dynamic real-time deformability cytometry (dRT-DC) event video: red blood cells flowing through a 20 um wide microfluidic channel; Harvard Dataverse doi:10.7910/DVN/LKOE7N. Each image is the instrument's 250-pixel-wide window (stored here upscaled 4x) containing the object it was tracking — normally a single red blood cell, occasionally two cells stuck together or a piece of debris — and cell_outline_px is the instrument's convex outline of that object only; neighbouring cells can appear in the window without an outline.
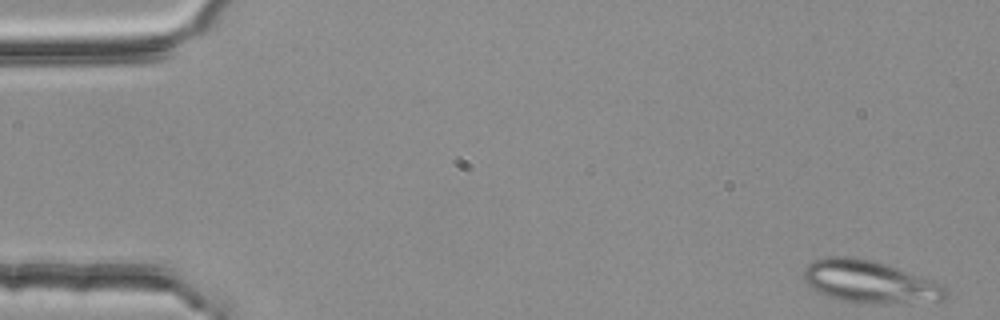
{"species": "common noctule bat (a hibernating species)", "species_latin": "Nyctalus noctula", "temperature_condition": "room temperature", "stored_images_in_passage": 3, "camera_frame_rate_fps": 3000, "um_per_image_px": 0.085, "animal": {"sex": "female", "body_mass_g": 25.1}, "frame": {"image": 1, "passage_image": 1, "time_ms": 0.0, "image_size_px": [1000, 320], "cell_outline_px": [[948, 296], [944, 300], [860, 304], [828, 296], [816, 292], [804, 280], [804, 268], [812, 260], [828, 256], [852, 256], [872, 260], [896, 268], [940, 284], [948, 292]], "centroid_in_image_um": [73.84, 23.94], "position_along_channel_um": 11.2, "area_um2": 34.62}}